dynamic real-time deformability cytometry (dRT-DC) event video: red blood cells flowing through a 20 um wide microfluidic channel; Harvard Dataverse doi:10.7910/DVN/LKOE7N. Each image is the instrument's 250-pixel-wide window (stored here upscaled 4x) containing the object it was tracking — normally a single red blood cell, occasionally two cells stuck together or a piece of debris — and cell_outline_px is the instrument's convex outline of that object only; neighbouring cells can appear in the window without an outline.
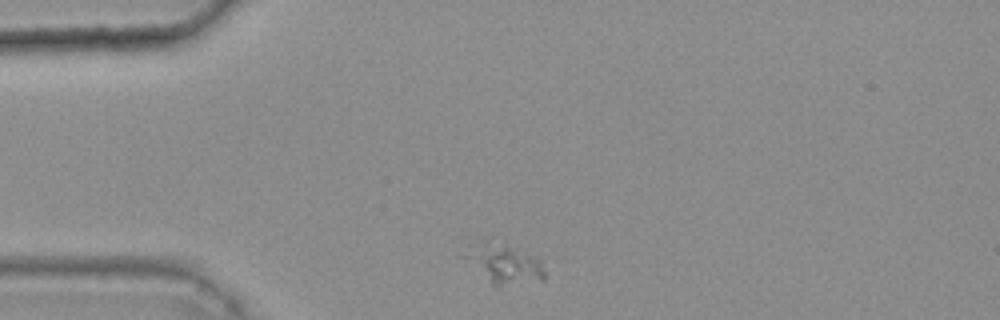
{"species": "common noctule bat (a hibernating species)", "species_latin": "Nyctalus noctula", "temperature_condition": "warm", "stored_images_in_passage": 32, "camera_frame_rate_fps": 3000, "um_per_image_px": 0.085, "animal": {"sex": "female", "body_mass_g": 25.1}, "frame": {"image": 1, "passage_image": 1, "time_ms": 0.0, "image_size_px": [1000, 320], "cell_outline_px": [[548, 276], [544, 280], [500, 288], [496, 288], [460, 256], [472, 244], [480, 240], [488, 240], [508, 244], [532, 256], [540, 264]], "centroid_in_image_um": [42.79, 22.44], "position_along_channel_um": 42.2, "area_um2": 18.9}}
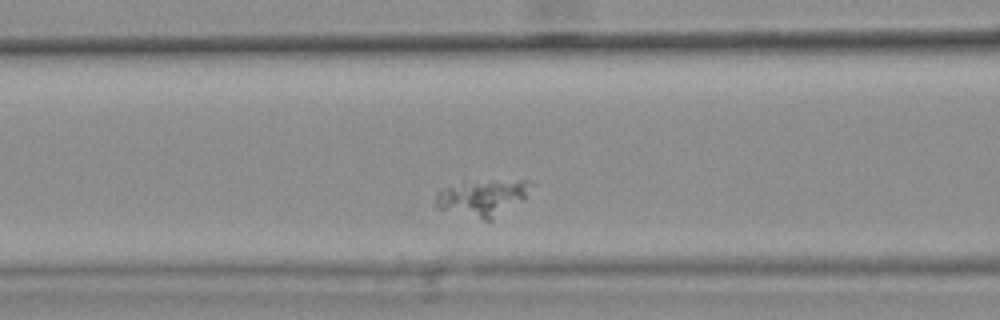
{"frame": {"image": 2, "passage_image": 10, "time_ms": 3.0, "image_size_px": [1000, 320], "cell_outline_px": [[536, 184], [524, 200], [492, 220], [484, 220], [436, 208], [436, 192], [464, 180], [528, 180]], "centroid_in_image_um": [41.08, 16.77], "position_along_channel_um": 125.5, "area_um2": 20.75}}
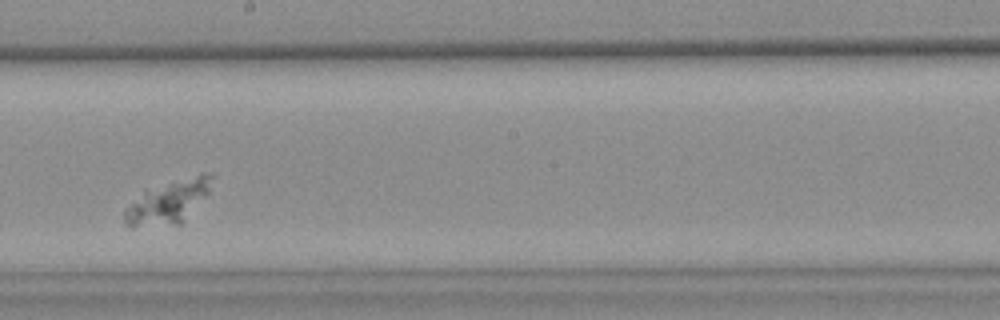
{"frame": {"image": 3, "passage_image": 19, "time_ms": 6.0, "image_size_px": [1000, 320], "cell_outline_px": [[216, 176], [208, 192], [184, 220], [180, 224], [132, 228], [124, 224], [124, 208], [144, 192], [200, 172], [212, 172]], "centroid_in_image_um": [14.32, 17.17], "position_along_channel_um": 233.9, "area_um2": 21.73}}